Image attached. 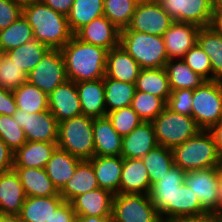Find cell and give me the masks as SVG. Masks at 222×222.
I'll return each mask as SVG.
<instances>
[{
	"label": "cell",
	"mask_w": 222,
	"mask_h": 222,
	"mask_svg": "<svg viewBox=\"0 0 222 222\" xmlns=\"http://www.w3.org/2000/svg\"><path fill=\"white\" fill-rule=\"evenodd\" d=\"M61 53L68 80L79 83L105 77L107 49L82 42L73 35Z\"/></svg>",
	"instance_id": "1"
},
{
	"label": "cell",
	"mask_w": 222,
	"mask_h": 222,
	"mask_svg": "<svg viewBox=\"0 0 222 222\" xmlns=\"http://www.w3.org/2000/svg\"><path fill=\"white\" fill-rule=\"evenodd\" d=\"M23 15L32 27L33 38L49 49H62L72 38L67 16L42 1L23 6Z\"/></svg>",
	"instance_id": "2"
},
{
	"label": "cell",
	"mask_w": 222,
	"mask_h": 222,
	"mask_svg": "<svg viewBox=\"0 0 222 222\" xmlns=\"http://www.w3.org/2000/svg\"><path fill=\"white\" fill-rule=\"evenodd\" d=\"M171 150L174 164L185 172L222 167V155L207 130H201Z\"/></svg>",
	"instance_id": "3"
},
{
	"label": "cell",
	"mask_w": 222,
	"mask_h": 222,
	"mask_svg": "<svg viewBox=\"0 0 222 222\" xmlns=\"http://www.w3.org/2000/svg\"><path fill=\"white\" fill-rule=\"evenodd\" d=\"M119 44L136 60L141 69L163 68L169 60L161 36L120 30Z\"/></svg>",
	"instance_id": "4"
},
{
	"label": "cell",
	"mask_w": 222,
	"mask_h": 222,
	"mask_svg": "<svg viewBox=\"0 0 222 222\" xmlns=\"http://www.w3.org/2000/svg\"><path fill=\"white\" fill-rule=\"evenodd\" d=\"M58 148L82 160L94 156L93 118L79 115L58 124Z\"/></svg>",
	"instance_id": "5"
},
{
	"label": "cell",
	"mask_w": 222,
	"mask_h": 222,
	"mask_svg": "<svg viewBox=\"0 0 222 222\" xmlns=\"http://www.w3.org/2000/svg\"><path fill=\"white\" fill-rule=\"evenodd\" d=\"M158 145L172 149L202 129L192 116L182 115L167 107L152 121Z\"/></svg>",
	"instance_id": "6"
},
{
	"label": "cell",
	"mask_w": 222,
	"mask_h": 222,
	"mask_svg": "<svg viewBox=\"0 0 222 222\" xmlns=\"http://www.w3.org/2000/svg\"><path fill=\"white\" fill-rule=\"evenodd\" d=\"M192 117L202 130L222 121V81H205L193 90Z\"/></svg>",
	"instance_id": "7"
},
{
	"label": "cell",
	"mask_w": 222,
	"mask_h": 222,
	"mask_svg": "<svg viewBox=\"0 0 222 222\" xmlns=\"http://www.w3.org/2000/svg\"><path fill=\"white\" fill-rule=\"evenodd\" d=\"M113 222H163L149 194H114Z\"/></svg>",
	"instance_id": "8"
},
{
	"label": "cell",
	"mask_w": 222,
	"mask_h": 222,
	"mask_svg": "<svg viewBox=\"0 0 222 222\" xmlns=\"http://www.w3.org/2000/svg\"><path fill=\"white\" fill-rule=\"evenodd\" d=\"M67 80L65 61L60 49H49L27 74V81L47 95Z\"/></svg>",
	"instance_id": "9"
},
{
	"label": "cell",
	"mask_w": 222,
	"mask_h": 222,
	"mask_svg": "<svg viewBox=\"0 0 222 222\" xmlns=\"http://www.w3.org/2000/svg\"><path fill=\"white\" fill-rule=\"evenodd\" d=\"M174 20L163 10L156 0L139 1L127 28L163 37Z\"/></svg>",
	"instance_id": "10"
},
{
	"label": "cell",
	"mask_w": 222,
	"mask_h": 222,
	"mask_svg": "<svg viewBox=\"0 0 222 222\" xmlns=\"http://www.w3.org/2000/svg\"><path fill=\"white\" fill-rule=\"evenodd\" d=\"M163 10L177 22L210 26L213 20L212 0H156Z\"/></svg>",
	"instance_id": "11"
},
{
	"label": "cell",
	"mask_w": 222,
	"mask_h": 222,
	"mask_svg": "<svg viewBox=\"0 0 222 222\" xmlns=\"http://www.w3.org/2000/svg\"><path fill=\"white\" fill-rule=\"evenodd\" d=\"M186 172L175 164L157 183L151 186L149 197L163 222L174 219V195L184 183Z\"/></svg>",
	"instance_id": "12"
},
{
	"label": "cell",
	"mask_w": 222,
	"mask_h": 222,
	"mask_svg": "<svg viewBox=\"0 0 222 222\" xmlns=\"http://www.w3.org/2000/svg\"><path fill=\"white\" fill-rule=\"evenodd\" d=\"M13 118L23 128L27 141L57 142L59 123L49 110L27 113L17 109Z\"/></svg>",
	"instance_id": "13"
},
{
	"label": "cell",
	"mask_w": 222,
	"mask_h": 222,
	"mask_svg": "<svg viewBox=\"0 0 222 222\" xmlns=\"http://www.w3.org/2000/svg\"><path fill=\"white\" fill-rule=\"evenodd\" d=\"M212 167L204 170L187 171L184 182L197 195L201 206L207 212L218 213L219 169Z\"/></svg>",
	"instance_id": "14"
},
{
	"label": "cell",
	"mask_w": 222,
	"mask_h": 222,
	"mask_svg": "<svg viewBox=\"0 0 222 222\" xmlns=\"http://www.w3.org/2000/svg\"><path fill=\"white\" fill-rule=\"evenodd\" d=\"M48 108L58 123L82 115L76 83L67 80L57 86L48 95Z\"/></svg>",
	"instance_id": "15"
},
{
	"label": "cell",
	"mask_w": 222,
	"mask_h": 222,
	"mask_svg": "<svg viewBox=\"0 0 222 222\" xmlns=\"http://www.w3.org/2000/svg\"><path fill=\"white\" fill-rule=\"evenodd\" d=\"M199 29L192 23L174 21L163 35L168 59H182L197 44Z\"/></svg>",
	"instance_id": "16"
},
{
	"label": "cell",
	"mask_w": 222,
	"mask_h": 222,
	"mask_svg": "<svg viewBox=\"0 0 222 222\" xmlns=\"http://www.w3.org/2000/svg\"><path fill=\"white\" fill-rule=\"evenodd\" d=\"M74 36L82 42L93 44L109 51L119 45L120 29L103 15L80 28Z\"/></svg>",
	"instance_id": "17"
},
{
	"label": "cell",
	"mask_w": 222,
	"mask_h": 222,
	"mask_svg": "<svg viewBox=\"0 0 222 222\" xmlns=\"http://www.w3.org/2000/svg\"><path fill=\"white\" fill-rule=\"evenodd\" d=\"M26 198L14 169L0 173V215L18 216Z\"/></svg>",
	"instance_id": "18"
},
{
	"label": "cell",
	"mask_w": 222,
	"mask_h": 222,
	"mask_svg": "<svg viewBox=\"0 0 222 222\" xmlns=\"http://www.w3.org/2000/svg\"><path fill=\"white\" fill-rule=\"evenodd\" d=\"M114 194L98 188L76 196L70 203L76 216H112Z\"/></svg>",
	"instance_id": "19"
},
{
	"label": "cell",
	"mask_w": 222,
	"mask_h": 222,
	"mask_svg": "<svg viewBox=\"0 0 222 222\" xmlns=\"http://www.w3.org/2000/svg\"><path fill=\"white\" fill-rule=\"evenodd\" d=\"M158 145L152 122H142L128 135L122 137L123 158H143Z\"/></svg>",
	"instance_id": "20"
},
{
	"label": "cell",
	"mask_w": 222,
	"mask_h": 222,
	"mask_svg": "<svg viewBox=\"0 0 222 222\" xmlns=\"http://www.w3.org/2000/svg\"><path fill=\"white\" fill-rule=\"evenodd\" d=\"M140 70V65L120 44L108 51L105 77L126 83H136Z\"/></svg>",
	"instance_id": "21"
},
{
	"label": "cell",
	"mask_w": 222,
	"mask_h": 222,
	"mask_svg": "<svg viewBox=\"0 0 222 222\" xmlns=\"http://www.w3.org/2000/svg\"><path fill=\"white\" fill-rule=\"evenodd\" d=\"M93 138L95 156H121L122 136L107 115L93 118Z\"/></svg>",
	"instance_id": "22"
},
{
	"label": "cell",
	"mask_w": 222,
	"mask_h": 222,
	"mask_svg": "<svg viewBox=\"0 0 222 222\" xmlns=\"http://www.w3.org/2000/svg\"><path fill=\"white\" fill-rule=\"evenodd\" d=\"M151 184L147 169L140 158H123L119 193L149 194Z\"/></svg>",
	"instance_id": "23"
},
{
	"label": "cell",
	"mask_w": 222,
	"mask_h": 222,
	"mask_svg": "<svg viewBox=\"0 0 222 222\" xmlns=\"http://www.w3.org/2000/svg\"><path fill=\"white\" fill-rule=\"evenodd\" d=\"M88 161L93 166L99 188L119 194L123 157L94 155Z\"/></svg>",
	"instance_id": "24"
},
{
	"label": "cell",
	"mask_w": 222,
	"mask_h": 222,
	"mask_svg": "<svg viewBox=\"0 0 222 222\" xmlns=\"http://www.w3.org/2000/svg\"><path fill=\"white\" fill-rule=\"evenodd\" d=\"M82 115L98 118L107 115L104 78L76 83Z\"/></svg>",
	"instance_id": "25"
},
{
	"label": "cell",
	"mask_w": 222,
	"mask_h": 222,
	"mask_svg": "<svg viewBox=\"0 0 222 222\" xmlns=\"http://www.w3.org/2000/svg\"><path fill=\"white\" fill-rule=\"evenodd\" d=\"M57 147V142L27 141L14 152L13 167L45 168Z\"/></svg>",
	"instance_id": "26"
},
{
	"label": "cell",
	"mask_w": 222,
	"mask_h": 222,
	"mask_svg": "<svg viewBox=\"0 0 222 222\" xmlns=\"http://www.w3.org/2000/svg\"><path fill=\"white\" fill-rule=\"evenodd\" d=\"M19 176L27 197H48L59 194L45 168L13 167Z\"/></svg>",
	"instance_id": "27"
},
{
	"label": "cell",
	"mask_w": 222,
	"mask_h": 222,
	"mask_svg": "<svg viewBox=\"0 0 222 222\" xmlns=\"http://www.w3.org/2000/svg\"><path fill=\"white\" fill-rule=\"evenodd\" d=\"M82 159L71 155L69 152L56 148L48 160L45 170L53 185L60 191L74 175Z\"/></svg>",
	"instance_id": "28"
},
{
	"label": "cell",
	"mask_w": 222,
	"mask_h": 222,
	"mask_svg": "<svg viewBox=\"0 0 222 222\" xmlns=\"http://www.w3.org/2000/svg\"><path fill=\"white\" fill-rule=\"evenodd\" d=\"M98 188L92 164L88 160H82L78 164L74 175L59 191V194L65 201L71 202L76 196Z\"/></svg>",
	"instance_id": "29"
},
{
	"label": "cell",
	"mask_w": 222,
	"mask_h": 222,
	"mask_svg": "<svg viewBox=\"0 0 222 222\" xmlns=\"http://www.w3.org/2000/svg\"><path fill=\"white\" fill-rule=\"evenodd\" d=\"M64 201L60 194L48 197H27L18 218L20 222H46Z\"/></svg>",
	"instance_id": "30"
},
{
	"label": "cell",
	"mask_w": 222,
	"mask_h": 222,
	"mask_svg": "<svg viewBox=\"0 0 222 222\" xmlns=\"http://www.w3.org/2000/svg\"><path fill=\"white\" fill-rule=\"evenodd\" d=\"M197 44L209 56L212 80L222 81V34L211 25L201 27Z\"/></svg>",
	"instance_id": "31"
},
{
	"label": "cell",
	"mask_w": 222,
	"mask_h": 222,
	"mask_svg": "<svg viewBox=\"0 0 222 222\" xmlns=\"http://www.w3.org/2000/svg\"><path fill=\"white\" fill-rule=\"evenodd\" d=\"M135 86L137 91L150 93L165 102L172 92L165 67L141 69Z\"/></svg>",
	"instance_id": "32"
},
{
	"label": "cell",
	"mask_w": 222,
	"mask_h": 222,
	"mask_svg": "<svg viewBox=\"0 0 222 222\" xmlns=\"http://www.w3.org/2000/svg\"><path fill=\"white\" fill-rule=\"evenodd\" d=\"M165 69L171 90L196 89L206 80L194 72L182 59H169Z\"/></svg>",
	"instance_id": "33"
},
{
	"label": "cell",
	"mask_w": 222,
	"mask_h": 222,
	"mask_svg": "<svg viewBox=\"0 0 222 222\" xmlns=\"http://www.w3.org/2000/svg\"><path fill=\"white\" fill-rule=\"evenodd\" d=\"M104 0H74L67 15L68 25L73 35L95 18L104 15Z\"/></svg>",
	"instance_id": "34"
},
{
	"label": "cell",
	"mask_w": 222,
	"mask_h": 222,
	"mask_svg": "<svg viewBox=\"0 0 222 222\" xmlns=\"http://www.w3.org/2000/svg\"><path fill=\"white\" fill-rule=\"evenodd\" d=\"M106 111L111 112L130 106L136 92L135 83H126L104 77Z\"/></svg>",
	"instance_id": "35"
},
{
	"label": "cell",
	"mask_w": 222,
	"mask_h": 222,
	"mask_svg": "<svg viewBox=\"0 0 222 222\" xmlns=\"http://www.w3.org/2000/svg\"><path fill=\"white\" fill-rule=\"evenodd\" d=\"M149 175L151 186L160 181L174 165L172 150L157 145L141 158Z\"/></svg>",
	"instance_id": "36"
},
{
	"label": "cell",
	"mask_w": 222,
	"mask_h": 222,
	"mask_svg": "<svg viewBox=\"0 0 222 222\" xmlns=\"http://www.w3.org/2000/svg\"><path fill=\"white\" fill-rule=\"evenodd\" d=\"M18 109L27 113H40L49 110L48 95L26 81L13 91Z\"/></svg>",
	"instance_id": "37"
},
{
	"label": "cell",
	"mask_w": 222,
	"mask_h": 222,
	"mask_svg": "<svg viewBox=\"0 0 222 222\" xmlns=\"http://www.w3.org/2000/svg\"><path fill=\"white\" fill-rule=\"evenodd\" d=\"M49 50L43 43L32 39L19 47L9 50L6 54L12 61L28 74L32 71L44 54Z\"/></svg>",
	"instance_id": "38"
},
{
	"label": "cell",
	"mask_w": 222,
	"mask_h": 222,
	"mask_svg": "<svg viewBox=\"0 0 222 222\" xmlns=\"http://www.w3.org/2000/svg\"><path fill=\"white\" fill-rule=\"evenodd\" d=\"M34 39L32 27L22 14L7 28L0 30V52L6 53Z\"/></svg>",
	"instance_id": "39"
},
{
	"label": "cell",
	"mask_w": 222,
	"mask_h": 222,
	"mask_svg": "<svg viewBox=\"0 0 222 222\" xmlns=\"http://www.w3.org/2000/svg\"><path fill=\"white\" fill-rule=\"evenodd\" d=\"M140 0H104V16L120 30L127 28Z\"/></svg>",
	"instance_id": "40"
},
{
	"label": "cell",
	"mask_w": 222,
	"mask_h": 222,
	"mask_svg": "<svg viewBox=\"0 0 222 222\" xmlns=\"http://www.w3.org/2000/svg\"><path fill=\"white\" fill-rule=\"evenodd\" d=\"M201 206L197 195L184 182L175 191L174 195V219L180 217H191L206 213Z\"/></svg>",
	"instance_id": "41"
},
{
	"label": "cell",
	"mask_w": 222,
	"mask_h": 222,
	"mask_svg": "<svg viewBox=\"0 0 222 222\" xmlns=\"http://www.w3.org/2000/svg\"><path fill=\"white\" fill-rule=\"evenodd\" d=\"M131 107L144 122H152L166 107V102L150 93L137 91Z\"/></svg>",
	"instance_id": "42"
},
{
	"label": "cell",
	"mask_w": 222,
	"mask_h": 222,
	"mask_svg": "<svg viewBox=\"0 0 222 222\" xmlns=\"http://www.w3.org/2000/svg\"><path fill=\"white\" fill-rule=\"evenodd\" d=\"M27 81V74L6 53L0 52V87L16 90Z\"/></svg>",
	"instance_id": "43"
},
{
	"label": "cell",
	"mask_w": 222,
	"mask_h": 222,
	"mask_svg": "<svg viewBox=\"0 0 222 222\" xmlns=\"http://www.w3.org/2000/svg\"><path fill=\"white\" fill-rule=\"evenodd\" d=\"M0 138L13 152L27 142L23 128L16 123L13 116L4 114L0 115Z\"/></svg>",
	"instance_id": "44"
},
{
	"label": "cell",
	"mask_w": 222,
	"mask_h": 222,
	"mask_svg": "<svg viewBox=\"0 0 222 222\" xmlns=\"http://www.w3.org/2000/svg\"><path fill=\"white\" fill-rule=\"evenodd\" d=\"M113 128L123 137L133 131L143 120L130 106L107 113Z\"/></svg>",
	"instance_id": "45"
},
{
	"label": "cell",
	"mask_w": 222,
	"mask_h": 222,
	"mask_svg": "<svg viewBox=\"0 0 222 222\" xmlns=\"http://www.w3.org/2000/svg\"><path fill=\"white\" fill-rule=\"evenodd\" d=\"M185 63L206 81L212 80V67L209 56L196 44L182 58Z\"/></svg>",
	"instance_id": "46"
},
{
	"label": "cell",
	"mask_w": 222,
	"mask_h": 222,
	"mask_svg": "<svg viewBox=\"0 0 222 222\" xmlns=\"http://www.w3.org/2000/svg\"><path fill=\"white\" fill-rule=\"evenodd\" d=\"M166 107L173 112L192 116V89L171 90Z\"/></svg>",
	"instance_id": "47"
},
{
	"label": "cell",
	"mask_w": 222,
	"mask_h": 222,
	"mask_svg": "<svg viewBox=\"0 0 222 222\" xmlns=\"http://www.w3.org/2000/svg\"><path fill=\"white\" fill-rule=\"evenodd\" d=\"M22 14V5L12 0H0V30L7 28Z\"/></svg>",
	"instance_id": "48"
},
{
	"label": "cell",
	"mask_w": 222,
	"mask_h": 222,
	"mask_svg": "<svg viewBox=\"0 0 222 222\" xmlns=\"http://www.w3.org/2000/svg\"><path fill=\"white\" fill-rule=\"evenodd\" d=\"M76 219L71 203L64 201L46 222H76Z\"/></svg>",
	"instance_id": "49"
},
{
	"label": "cell",
	"mask_w": 222,
	"mask_h": 222,
	"mask_svg": "<svg viewBox=\"0 0 222 222\" xmlns=\"http://www.w3.org/2000/svg\"><path fill=\"white\" fill-rule=\"evenodd\" d=\"M17 109L18 107L13 91L0 87V115L13 116Z\"/></svg>",
	"instance_id": "50"
},
{
	"label": "cell",
	"mask_w": 222,
	"mask_h": 222,
	"mask_svg": "<svg viewBox=\"0 0 222 222\" xmlns=\"http://www.w3.org/2000/svg\"><path fill=\"white\" fill-rule=\"evenodd\" d=\"M14 152L0 138V173L13 169Z\"/></svg>",
	"instance_id": "51"
},
{
	"label": "cell",
	"mask_w": 222,
	"mask_h": 222,
	"mask_svg": "<svg viewBox=\"0 0 222 222\" xmlns=\"http://www.w3.org/2000/svg\"><path fill=\"white\" fill-rule=\"evenodd\" d=\"M168 222H222V216L215 212H206L197 216L176 218Z\"/></svg>",
	"instance_id": "52"
},
{
	"label": "cell",
	"mask_w": 222,
	"mask_h": 222,
	"mask_svg": "<svg viewBox=\"0 0 222 222\" xmlns=\"http://www.w3.org/2000/svg\"><path fill=\"white\" fill-rule=\"evenodd\" d=\"M48 7L53 10L62 13L64 15H68L70 9L72 8L74 0H41Z\"/></svg>",
	"instance_id": "53"
},
{
	"label": "cell",
	"mask_w": 222,
	"mask_h": 222,
	"mask_svg": "<svg viewBox=\"0 0 222 222\" xmlns=\"http://www.w3.org/2000/svg\"><path fill=\"white\" fill-rule=\"evenodd\" d=\"M207 132L211 135L213 142L215 143L217 150L222 155V121L210 126Z\"/></svg>",
	"instance_id": "54"
},
{
	"label": "cell",
	"mask_w": 222,
	"mask_h": 222,
	"mask_svg": "<svg viewBox=\"0 0 222 222\" xmlns=\"http://www.w3.org/2000/svg\"><path fill=\"white\" fill-rule=\"evenodd\" d=\"M76 222H113L112 216H77Z\"/></svg>",
	"instance_id": "55"
},
{
	"label": "cell",
	"mask_w": 222,
	"mask_h": 222,
	"mask_svg": "<svg viewBox=\"0 0 222 222\" xmlns=\"http://www.w3.org/2000/svg\"><path fill=\"white\" fill-rule=\"evenodd\" d=\"M211 26L222 34V10L214 11Z\"/></svg>",
	"instance_id": "56"
},
{
	"label": "cell",
	"mask_w": 222,
	"mask_h": 222,
	"mask_svg": "<svg viewBox=\"0 0 222 222\" xmlns=\"http://www.w3.org/2000/svg\"><path fill=\"white\" fill-rule=\"evenodd\" d=\"M218 214L222 213V167L219 169V185H218Z\"/></svg>",
	"instance_id": "57"
},
{
	"label": "cell",
	"mask_w": 222,
	"mask_h": 222,
	"mask_svg": "<svg viewBox=\"0 0 222 222\" xmlns=\"http://www.w3.org/2000/svg\"><path fill=\"white\" fill-rule=\"evenodd\" d=\"M0 222H20L18 216L0 215Z\"/></svg>",
	"instance_id": "58"
},
{
	"label": "cell",
	"mask_w": 222,
	"mask_h": 222,
	"mask_svg": "<svg viewBox=\"0 0 222 222\" xmlns=\"http://www.w3.org/2000/svg\"><path fill=\"white\" fill-rule=\"evenodd\" d=\"M213 11L222 10V0H212Z\"/></svg>",
	"instance_id": "59"
},
{
	"label": "cell",
	"mask_w": 222,
	"mask_h": 222,
	"mask_svg": "<svg viewBox=\"0 0 222 222\" xmlns=\"http://www.w3.org/2000/svg\"><path fill=\"white\" fill-rule=\"evenodd\" d=\"M12 1H15L16 3L24 6L33 2L41 1V0H12Z\"/></svg>",
	"instance_id": "60"
}]
</instances>
